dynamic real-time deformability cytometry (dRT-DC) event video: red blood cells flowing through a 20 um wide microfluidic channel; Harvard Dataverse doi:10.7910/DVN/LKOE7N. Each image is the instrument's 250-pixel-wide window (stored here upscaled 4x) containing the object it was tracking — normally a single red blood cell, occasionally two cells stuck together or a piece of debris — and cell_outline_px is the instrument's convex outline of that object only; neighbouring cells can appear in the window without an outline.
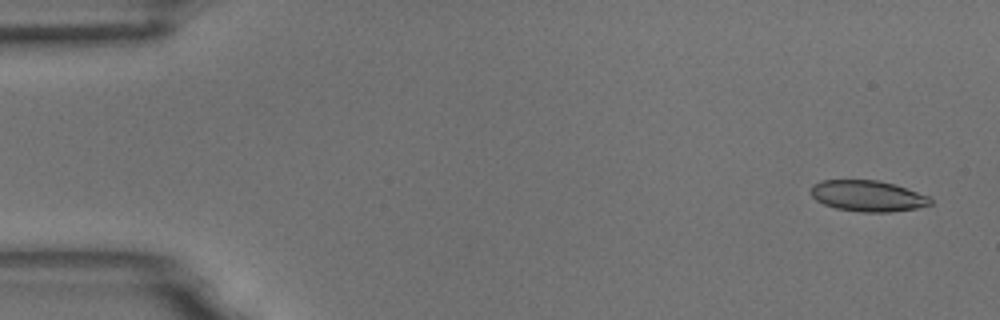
{"species": "common noctule bat (a hibernating species)", "species_latin": "Nyctalus noctula", "temperature_condition": "room temperature", "stored_images_in_passage": 4, "camera_frame_rate_fps": 3000, "um_per_image_px": 0.085, "animal": {"sex": "male", "body_mass_g": 18.8}, "frame": {"image": 1, "passage_image": 1, "time_ms": 0.0, "image_size_px": [1000, 320], "cell_outline_px": [[932, 204], [916, 208], [888, 212], [860, 212], [836, 208], [824, 204], [816, 200], [812, 196], [812, 184], [820, 180], [876, 180], [892, 184], [928, 196], [932, 200]], "centroid_in_image_um": [73.72, 16.66], "position_along_channel_um": 11.3, "area_um2": 21.33}}
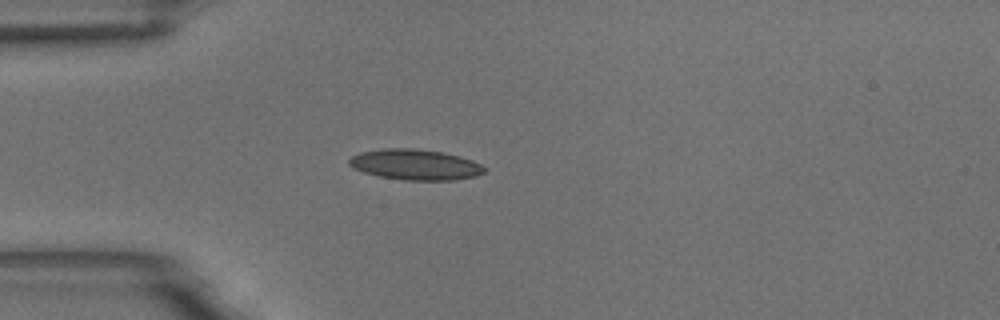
{"frame": {"image": 2, "passage_image": 4, "time_ms": 1.0, "image_size_px": [1000, 320], "cell_outline_px": [[488, 168], [484, 172], [476, 176], [456, 180], [404, 180], [380, 176], [364, 172], [352, 168], [348, 164], [348, 160], [352, 156], [360, 152], [384, 148], [416, 148], [444, 152], [460, 156], [472, 160]], "centroid_in_image_um": [35.31, 13.98], "position_along_channel_um": 49.7, "area_um2": 24.33}}